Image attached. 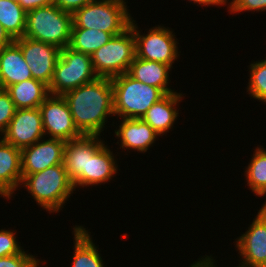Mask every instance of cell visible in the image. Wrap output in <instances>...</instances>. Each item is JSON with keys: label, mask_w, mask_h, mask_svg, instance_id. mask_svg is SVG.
Here are the masks:
<instances>
[{"label": "cell", "mask_w": 266, "mask_h": 267, "mask_svg": "<svg viewBox=\"0 0 266 267\" xmlns=\"http://www.w3.org/2000/svg\"><path fill=\"white\" fill-rule=\"evenodd\" d=\"M182 97H184L182 93L167 94L159 102L154 103L141 119L148 123L157 134L163 136L174 126L179 114L176 106L182 101Z\"/></svg>", "instance_id": "cell-18"}, {"label": "cell", "mask_w": 266, "mask_h": 267, "mask_svg": "<svg viewBox=\"0 0 266 267\" xmlns=\"http://www.w3.org/2000/svg\"><path fill=\"white\" fill-rule=\"evenodd\" d=\"M33 78L21 48L13 42L0 50V88Z\"/></svg>", "instance_id": "cell-17"}, {"label": "cell", "mask_w": 266, "mask_h": 267, "mask_svg": "<svg viewBox=\"0 0 266 267\" xmlns=\"http://www.w3.org/2000/svg\"><path fill=\"white\" fill-rule=\"evenodd\" d=\"M15 106L9 93L0 88V135L5 132L15 113Z\"/></svg>", "instance_id": "cell-28"}, {"label": "cell", "mask_w": 266, "mask_h": 267, "mask_svg": "<svg viewBox=\"0 0 266 267\" xmlns=\"http://www.w3.org/2000/svg\"><path fill=\"white\" fill-rule=\"evenodd\" d=\"M135 57V38L130 27L113 36L91 55L95 73L98 77L107 78L128 72Z\"/></svg>", "instance_id": "cell-7"}, {"label": "cell", "mask_w": 266, "mask_h": 267, "mask_svg": "<svg viewBox=\"0 0 266 267\" xmlns=\"http://www.w3.org/2000/svg\"><path fill=\"white\" fill-rule=\"evenodd\" d=\"M231 14L243 11H266V0H232L229 4Z\"/></svg>", "instance_id": "cell-30"}, {"label": "cell", "mask_w": 266, "mask_h": 267, "mask_svg": "<svg viewBox=\"0 0 266 267\" xmlns=\"http://www.w3.org/2000/svg\"><path fill=\"white\" fill-rule=\"evenodd\" d=\"M26 18L17 0H0V23L14 40L24 36Z\"/></svg>", "instance_id": "cell-23"}, {"label": "cell", "mask_w": 266, "mask_h": 267, "mask_svg": "<svg viewBox=\"0 0 266 267\" xmlns=\"http://www.w3.org/2000/svg\"><path fill=\"white\" fill-rule=\"evenodd\" d=\"M14 230H0V257L23 253L24 250L16 240Z\"/></svg>", "instance_id": "cell-27"}, {"label": "cell", "mask_w": 266, "mask_h": 267, "mask_svg": "<svg viewBox=\"0 0 266 267\" xmlns=\"http://www.w3.org/2000/svg\"><path fill=\"white\" fill-rule=\"evenodd\" d=\"M94 1L95 0H53V3L62 11L73 14L76 10Z\"/></svg>", "instance_id": "cell-31"}, {"label": "cell", "mask_w": 266, "mask_h": 267, "mask_svg": "<svg viewBox=\"0 0 266 267\" xmlns=\"http://www.w3.org/2000/svg\"><path fill=\"white\" fill-rule=\"evenodd\" d=\"M45 136L65 142L80 138L82 134L75 127L69 106L62 95H49L39 106Z\"/></svg>", "instance_id": "cell-9"}, {"label": "cell", "mask_w": 266, "mask_h": 267, "mask_svg": "<svg viewBox=\"0 0 266 267\" xmlns=\"http://www.w3.org/2000/svg\"><path fill=\"white\" fill-rule=\"evenodd\" d=\"M135 38L136 57L167 64L172 67L179 56L178 41L169 27L155 26L148 29V33L142 34L138 30L135 20H131L130 26ZM176 38V39H175Z\"/></svg>", "instance_id": "cell-8"}, {"label": "cell", "mask_w": 266, "mask_h": 267, "mask_svg": "<svg viewBox=\"0 0 266 267\" xmlns=\"http://www.w3.org/2000/svg\"><path fill=\"white\" fill-rule=\"evenodd\" d=\"M72 26V14L53 3L27 11L24 37L64 49L70 44Z\"/></svg>", "instance_id": "cell-3"}, {"label": "cell", "mask_w": 266, "mask_h": 267, "mask_svg": "<svg viewBox=\"0 0 266 267\" xmlns=\"http://www.w3.org/2000/svg\"><path fill=\"white\" fill-rule=\"evenodd\" d=\"M256 147L250 163L245 170L249 189L256 196H266V149ZM266 206V201L263 204Z\"/></svg>", "instance_id": "cell-25"}, {"label": "cell", "mask_w": 266, "mask_h": 267, "mask_svg": "<svg viewBox=\"0 0 266 267\" xmlns=\"http://www.w3.org/2000/svg\"><path fill=\"white\" fill-rule=\"evenodd\" d=\"M189 1V0H188ZM194 4H199L201 6H210V5H226L228 3V0H190Z\"/></svg>", "instance_id": "cell-35"}, {"label": "cell", "mask_w": 266, "mask_h": 267, "mask_svg": "<svg viewBox=\"0 0 266 267\" xmlns=\"http://www.w3.org/2000/svg\"><path fill=\"white\" fill-rule=\"evenodd\" d=\"M17 2L26 12L39 7L53 4V0H17Z\"/></svg>", "instance_id": "cell-32"}, {"label": "cell", "mask_w": 266, "mask_h": 267, "mask_svg": "<svg viewBox=\"0 0 266 267\" xmlns=\"http://www.w3.org/2000/svg\"><path fill=\"white\" fill-rule=\"evenodd\" d=\"M2 135L1 138L4 141L19 149L31 146L43 139L45 134L40 109H16Z\"/></svg>", "instance_id": "cell-11"}, {"label": "cell", "mask_w": 266, "mask_h": 267, "mask_svg": "<svg viewBox=\"0 0 266 267\" xmlns=\"http://www.w3.org/2000/svg\"><path fill=\"white\" fill-rule=\"evenodd\" d=\"M72 28L95 29L119 35L127 30L133 17L125 0H95L73 14Z\"/></svg>", "instance_id": "cell-5"}, {"label": "cell", "mask_w": 266, "mask_h": 267, "mask_svg": "<svg viewBox=\"0 0 266 267\" xmlns=\"http://www.w3.org/2000/svg\"><path fill=\"white\" fill-rule=\"evenodd\" d=\"M247 92L255 100L266 103V59L250 64Z\"/></svg>", "instance_id": "cell-26"}, {"label": "cell", "mask_w": 266, "mask_h": 267, "mask_svg": "<svg viewBox=\"0 0 266 267\" xmlns=\"http://www.w3.org/2000/svg\"><path fill=\"white\" fill-rule=\"evenodd\" d=\"M21 185H24L37 204L49 213L62 210L65 201L75 190L63 164L26 175Z\"/></svg>", "instance_id": "cell-4"}, {"label": "cell", "mask_w": 266, "mask_h": 267, "mask_svg": "<svg viewBox=\"0 0 266 267\" xmlns=\"http://www.w3.org/2000/svg\"><path fill=\"white\" fill-rule=\"evenodd\" d=\"M114 116L140 119L166 94L155 86L144 84L127 72L111 78Z\"/></svg>", "instance_id": "cell-2"}, {"label": "cell", "mask_w": 266, "mask_h": 267, "mask_svg": "<svg viewBox=\"0 0 266 267\" xmlns=\"http://www.w3.org/2000/svg\"><path fill=\"white\" fill-rule=\"evenodd\" d=\"M205 257V258H204ZM201 259H199L197 262L191 264L190 267H216L214 265L215 260L211 256H204Z\"/></svg>", "instance_id": "cell-34"}, {"label": "cell", "mask_w": 266, "mask_h": 267, "mask_svg": "<svg viewBox=\"0 0 266 267\" xmlns=\"http://www.w3.org/2000/svg\"><path fill=\"white\" fill-rule=\"evenodd\" d=\"M14 42L21 48L32 77L49 87L61 49L52 44L35 41L24 36L15 39Z\"/></svg>", "instance_id": "cell-10"}, {"label": "cell", "mask_w": 266, "mask_h": 267, "mask_svg": "<svg viewBox=\"0 0 266 267\" xmlns=\"http://www.w3.org/2000/svg\"><path fill=\"white\" fill-rule=\"evenodd\" d=\"M14 42V39L7 33L0 23V50L9 46Z\"/></svg>", "instance_id": "cell-33"}, {"label": "cell", "mask_w": 266, "mask_h": 267, "mask_svg": "<svg viewBox=\"0 0 266 267\" xmlns=\"http://www.w3.org/2000/svg\"><path fill=\"white\" fill-rule=\"evenodd\" d=\"M113 151L104 144V141L88 156L87 186L109 182L117 173V161Z\"/></svg>", "instance_id": "cell-20"}, {"label": "cell", "mask_w": 266, "mask_h": 267, "mask_svg": "<svg viewBox=\"0 0 266 267\" xmlns=\"http://www.w3.org/2000/svg\"><path fill=\"white\" fill-rule=\"evenodd\" d=\"M103 142L99 136L82 135L67 141L64 147L63 165L74 189L87 187L88 156Z\"/></svg>", "instance_id": "cell-13"}, {"label": "cell", "mask_w": 266, "mask_h": 267, "mask_svg": "<svg viewBox=\"0 0 266 267\" xmlns=\"http://www.w3.org/2000/svg\"><path fill=\"white\" fill-rule=\"evenodd\" d=\"M40 260L26 251L16 255L0 257V267H39Z\"/></svg>", "instance_id": "cell-29"}, {"label": "cell", "mask_w": 266, "mask_h": 267, "mask_svg": "<svg viewBox=\"0 0 266 267\" xmlns=\"http://www.w3.org/2000/svg\"><path fill=\"white\" fill-rule=\"evenodd\" d=\"M171 68L167 64L135 57L127 73L144 84L161 89L167 95L176 92L168 87Z\"/></svg>", "instance_id": "cell-19"}, {"label": "cell", "mask_w": 266, "mask_h": 267, "mask_svg": "<svg viewBox=\"0 0 266 267\" xmlns=\"http://www.w3.org/2000/svg\"><path fill=\"white\" fill-rule=\"evenodd\" d=\"M112 37L113 35L111 33L100 30L72 28L69 47L75 51L91 56Z\"/></svg>", "instance_id": "cell-24"}, {"label": "cell", "mask_w": 266, "mask_h": 267, "mask_svg": "<svg viewBox=\"0 0 266 267\" xmlns=\"http://www.w3.org/2000/svg\"><path fill=\"white\" fill-rule=\"evenodd\" d=\"M62 96L69 106L78 131L82 135L101 136L107 118L114 116L111 78L98 77Z\"/></svg>", "instance_id": "cell-1"}, {"label": "cell", "mask_w": 266, "mask_h": 267, "mask_svg": "<svg viewBox=\"0 0 266 267\" xmlns=\"http://www.w3.org/2000/svg\"><path fill=\"white\" fill-rule=\"evenodd\" d=\"M5 90L16 109L39 108L50 95L48 86L34 78L8 86Z\"/></svg>", "instance_id": "cell-21"}, {"label": "cell", "mask_w": 266, "mask_h": 267, "mask_svg": "<svg viewBox=\"0 0 266 267\" xmlns=\"http://www.w3.org/2000/svg\"><path fill=\"white\" fill-rule=\"evenodd\" d=\"M73 233L75 250L72 267H104L101 254L86 228L76 225Z\"/></svg>", "instance_id": "cell-22"}, {"label": "cell", "mask_w": 266, "mask_h": 267, "mask_svg": "<svg viewBox=\"0 0 266 267\" xmlns=\"http://www.w3.org/2000/svg\"><path fill=\"white\" fill-rule=\"evenodd\" d=\"M66 142L61 139H40L31 146L21 149L22 179L29 174L63 164Z\"/></svg>", "instance_id": "cell-14"}, {"label": "cell", "mask_w": 266, "mask_h": 267, "mask_svg": "<svg viewBox=\"0 0 266 267\" xmlns=\"http://www.w3.org/2000/svg\"><path fill=\"white\" fill-rule=\"evenodd\" d=\"M97 78L98 75L94 71L91 56L67 46L60 50L53 79L48 87L49 94L63 95L65 92Z\"/></svg>", "instance_id": "cell-6"}, {"label": "cell", "mask_w": 266, "mask_h": 267, "mask_svg": "<svg viewBox=\"0 0 266 267\" xmlns=\"http://www.w3.org/2000/svg\"><path fill=\"white\" fill-rule=\"evenodd\" d=\"M242 257L237 267H259L266 259V206L262 205L248 230L236 240Z\"/></svg>", "instance_id": "cell-12"}, {"label": "cell", "mask_w": 266, "mask_h": 267, "mask_svg": "<svg viewBox=\"0 0 266 267\" xmlns=\"http://www.w3.org/2000/svg\"><path fill=\"white\" fill-rule=\"evenodd\" d=\"M22 180L21 149L0 136V195L7 200L11 199Z\"/></svg>", "instance_id": "cell-15"}, {"label": "cell", "mask_w": 266, "mask_h": 267, "mask_svg": "<svg viewBox=\"0 0 266 267\" xmlns=\"http://www.w3.org/2000/svg\"><path fill=\"white\" fill-rule=\"evenodd\" d=\"M116 138L120 140V148L147 152L156 141L157 134L153 128L141 118H122L119 129L115 130Z\"/></svg>", "instance_id": "cell-16"}, {"label": "cell", "mask_w": 266, "mask_h": 267, "mask_svg": "<svg viewBox=\"0 0 266 267\" xmlns=\"http://www.w3.org/2000/svg\"><path fill=\"white\" fill-rule=\"evenodd\" d=\"M259 267H266V259Z\"/></svg>", "instance_id": "cell-36"}]
</instances>
